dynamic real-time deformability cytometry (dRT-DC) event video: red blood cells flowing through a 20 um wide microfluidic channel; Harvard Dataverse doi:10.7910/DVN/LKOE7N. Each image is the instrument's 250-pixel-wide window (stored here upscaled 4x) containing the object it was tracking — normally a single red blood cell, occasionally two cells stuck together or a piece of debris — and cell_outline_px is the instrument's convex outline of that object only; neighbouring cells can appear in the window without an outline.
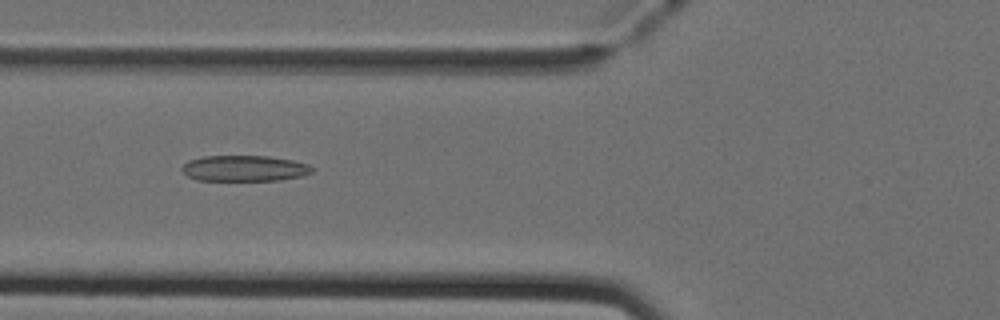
{"species": "Egyptian fruit bat (a non-hibernating species)", "species_latin": "Rousettus aegyptiacus", "temperature_condition": "cold", "stored_images_in_passage": 50, "camera_frame_rate_fps": 3000, "um_per_image_px": 0.085, "animal": {"sex": "female"}, "frame": {"image": 1, "passage_image": 19, "time_ms": 6.0, "image_size_px": [1000, 320], "cell_outline_px": [[316, 168], [312, 172], [304, 176], [280, 180], [196, 180], [188, 176], [180, 168], [188, 160], [204, 156], [268, 156], [292, 160], [308, 164]], "centroid_in_image_um": [20.8, 14.31], "position_along_channel_um": 105.0, "area_um2": 19.71}}
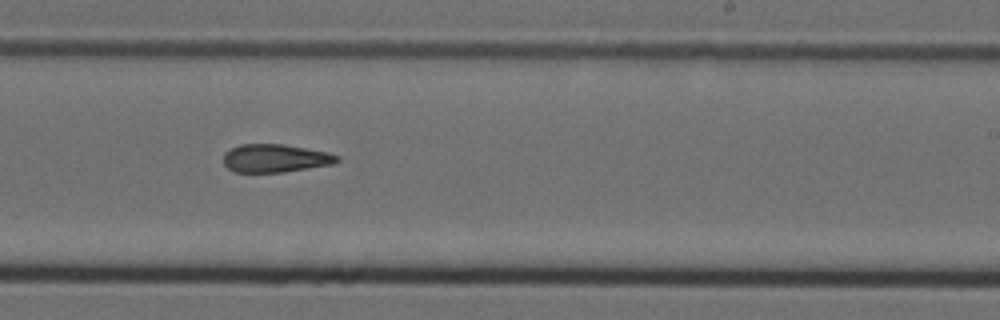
{"frame": {"image": 2, "passage_image": 31, "time_ms": 10.0, "image_size_px": [1000, 320], "cell_outline_px": [[340, 160], [332, 164], [284, 172], [232, 172], [224, 164], [224, 152], [240, 144], [284, 144], [328, 152], [340, 156]], "centroid_in_image_um": [23.39, 13.45], "position_along_channel_um": 265.6, "area_um2": 18.67}}
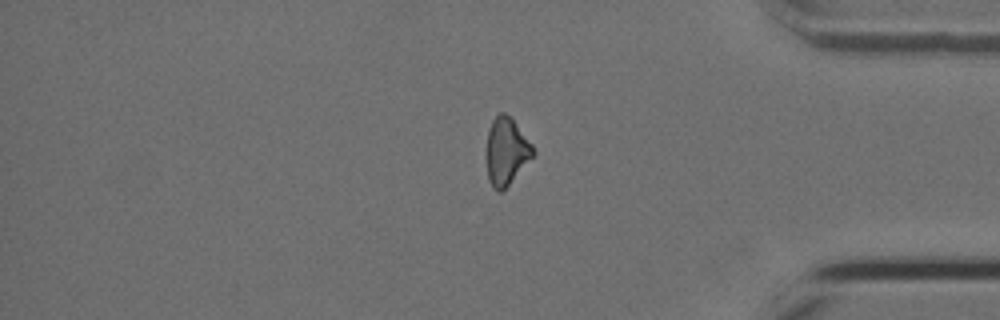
{"frame": {"image": 3, "passage_image": 42, "time_ms": 13.667, "image_size_px": [1000, 320], "cell_outline_px": [[536, 152], [508, 184], [500, 192], [496, 192], [492, 188], [488, 180], [488, 128], [492, 120], [500, 112], [504, 112], [512, 120], [532, 144]], "centroid_in_image_um": [43.03, 12.87], "position_along_channel_um": 392.2, "area_um2": 17.63}, "authors_computed_cell_mechanics": {"area_um2": 19.3052, "velocity_mm_per_s": 4.017, "shape_relaxation_time_tau1_ms": null, "shape_relaxation_time_tau2_ms": 7.729, "deformation_change_tau1": null, "deformation_change_tau2": 0.2133}}